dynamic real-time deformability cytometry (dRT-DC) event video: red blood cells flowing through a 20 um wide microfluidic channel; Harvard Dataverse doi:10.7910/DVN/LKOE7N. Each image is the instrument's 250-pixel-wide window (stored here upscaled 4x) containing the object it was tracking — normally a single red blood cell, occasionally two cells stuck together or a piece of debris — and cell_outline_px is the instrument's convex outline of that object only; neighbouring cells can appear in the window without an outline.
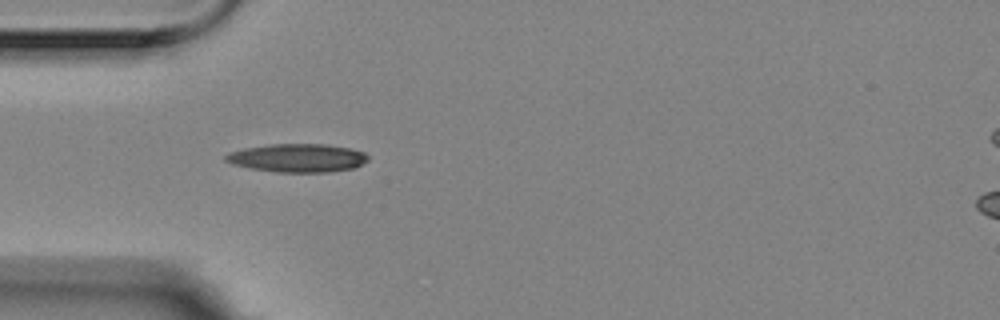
{"species": "Egyptian fruit bat (a non-hibernating species)", "species_latin": "Rousettus aegyptiacus", "temperature_condition": "room temperature", "stored_images_in_passage": 4, "camera_frame_rate_fps": 3000, "um_per_image_px": 0.085, "animal": {"sex": "female"}, "frame": {"image": 1, "passage_image": 3, "time_ms": 0.667, "image_size_px": [1000, 320], "cell_outline_px": [[368, 160], [352, 168], [328, 172], [276, 172], [252, 168], [232, 164], [224, 160], [224, 156], [228, 152], [244, 148], [272, 144], [324, 144], [348, 148], [364, 152], [368, 156]], "centroid_in_image_um": [25.25, 13.42], "position_along_channel_um": 59.8, "area_um2": 23.35}}
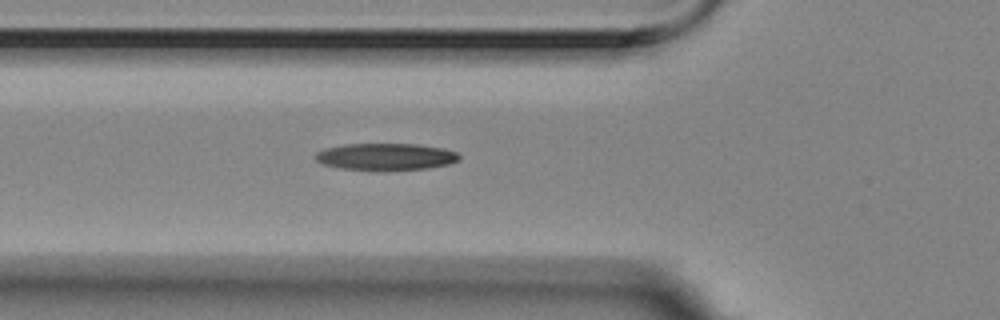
{"frame": {"image": 2, "passage_image": 4, "time_ms": 1.0, "image_size_px": [1000, 320], "cell_outline_px": [[460, 160], [448, 164], [428, 168], [380, 172], [340, 168], [324, 164], [316, 160], [316, 152], [324, 148], [344, 144], [416, 144], [444, 148], [456, 152], [460, 156]], "centroid_in_image_um": [32.79, 13.34], "position_along_channel_um": 93.0, "area_um2": 23.0}}